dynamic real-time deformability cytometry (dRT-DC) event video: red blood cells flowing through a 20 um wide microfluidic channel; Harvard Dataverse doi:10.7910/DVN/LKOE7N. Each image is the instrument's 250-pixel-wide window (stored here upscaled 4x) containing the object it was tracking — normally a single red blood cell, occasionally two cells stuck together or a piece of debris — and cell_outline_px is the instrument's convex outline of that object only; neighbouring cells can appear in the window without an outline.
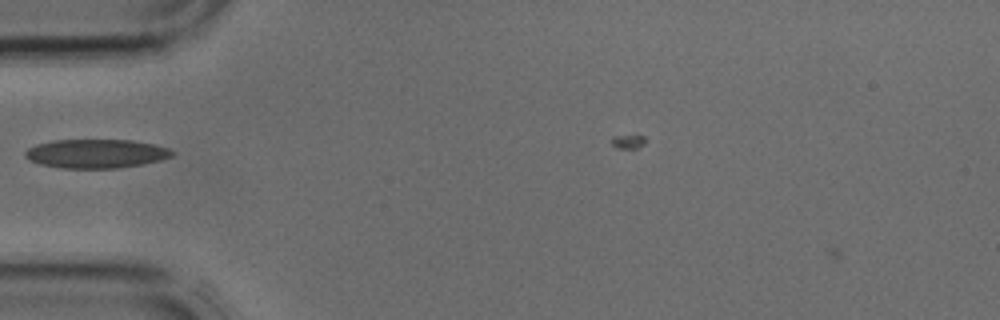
{"species": "common noctule bat (a hibernating species)", "species_latin": "Nyctalus noctula", "temperature_condition": "cold", "stored_images_in_passage": 1, "camera_frame_rate_fps": 3000, "um_per_image_px": 0.085, "animal": {"sex": "male", "body_mass_g": 17.9, "forearm_length_mm": 54.2}, "frame": {"image": 1, "passage_image": 1, "time_ms": 0.0, "image_size_px": [1000, 320], "cell_outline_px": [[176, 152], [172, 156], [160, 160], [120, 168], [60, 168], [40, 164], [28, 160], [24, 156], [24, 152], [28, 148], [36, 144], [52, 140], [132, 140], [152, 144], [168, 148]], "centroid_in_image_um": [8.13, 13.06], "position_along_channel_um": 76.9, "area_um2": 24.8}}